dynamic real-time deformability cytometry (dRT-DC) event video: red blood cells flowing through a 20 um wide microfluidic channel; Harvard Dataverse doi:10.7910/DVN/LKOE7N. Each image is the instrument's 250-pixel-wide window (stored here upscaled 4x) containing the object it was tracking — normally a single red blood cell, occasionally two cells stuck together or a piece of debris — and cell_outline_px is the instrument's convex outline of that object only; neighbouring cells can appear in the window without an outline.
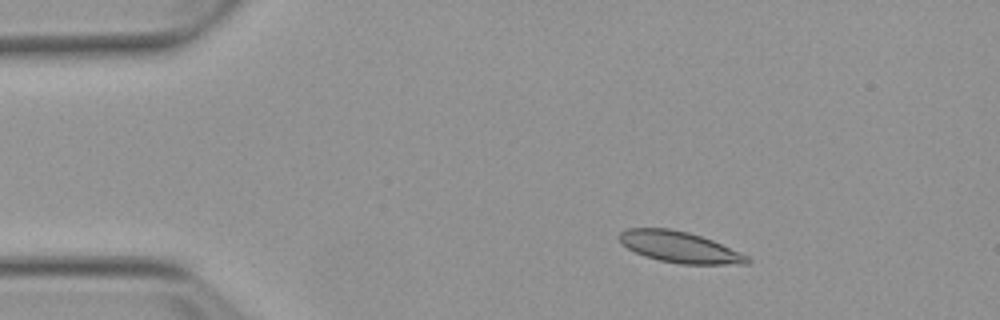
{"species": "Egyptian fruit bat (a non-hibernating species)", "species_latin": "Rousettus aegyptiacus", "temperature_condition": "warm", "stored_images_in_passage": 4, "camera_frame_rate_fps": 3000, "um_per_image_px": 0.085, "animal": {"sex": "female"}, "frame": {"image": 1, "passage_image": 3, "time_ms": 2.667, "image_size_px": [1000, 320], "cell_outline_px": [[752, 260], [748, 264], [680, 264], [660, 260], [644, 256], [620, 244], [616, 236], [624, 228], [668, 228], [688, 232], [712, 240], [740, 252], [748, 256]], "centroid_in_image_um": [57.72, 20.99], "position_along_channel_um": 27.3, "area_um2": 23.29}}